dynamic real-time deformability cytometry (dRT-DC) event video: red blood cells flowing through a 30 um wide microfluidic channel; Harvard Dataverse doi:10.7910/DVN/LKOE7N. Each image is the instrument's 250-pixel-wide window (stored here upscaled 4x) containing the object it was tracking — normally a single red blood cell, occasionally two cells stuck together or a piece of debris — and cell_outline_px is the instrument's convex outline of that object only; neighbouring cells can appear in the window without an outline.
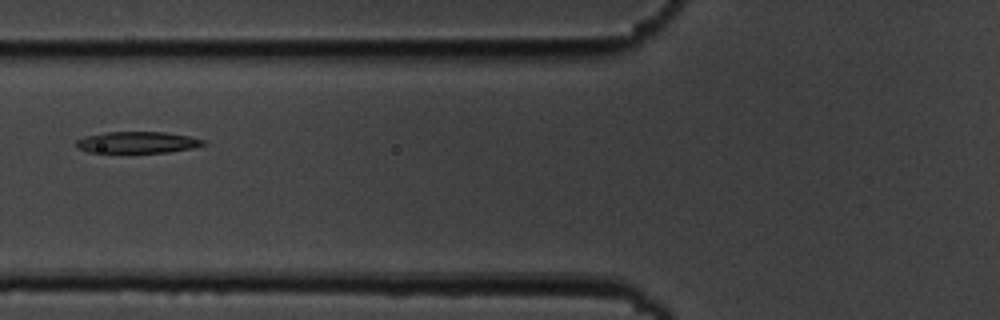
{"species": "common noctule bat (a hibernating species)", "species_latin": "Nyctalus noctula", "temperature_condition": "cold", "stored_images_in_passage": 9, "camera_frame_rate_fps": 3000, "um_per_image_px": 0.085, "animal": {"sex": "male", "body_mass_g": 19.5, "forearm_length_mm": 54.6}, "frame": {"image": 1, "passage_image": 6, "time_ms": 5.667, "image_size_px": [1000, 320], "cell_outline_px": [[208, 144], [192, 148], [168, 152], [88, 152], [76, 148], [72, 144], [76, 140], [84, 136], [108, 132], [164, 132], [188, 136], [208, 140]], "centroid_in_image_um": [11.67, 12.1], "position_along_channel_um": 114.1, "area_um2": 16.07}}
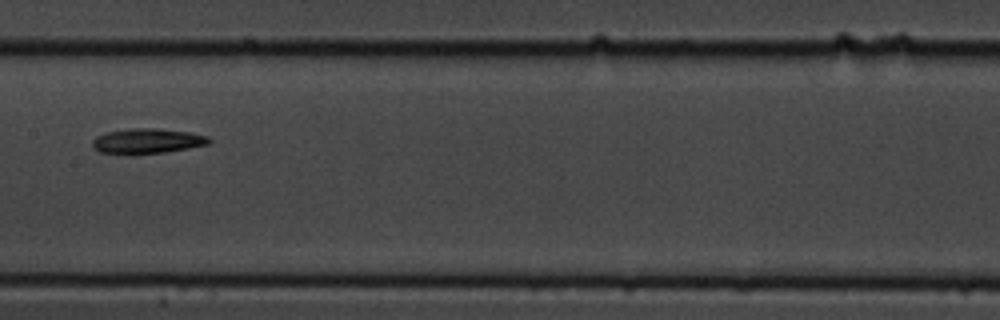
{"frame": {"image": 2, "passage_image": 8, "time_ms": 8.0, "image_size_px": [1000, 320], "cell_outline_px": [[212, 140], [208, 144], [188, 148], [164, 152], [132, 156], [100, 152], [92, 148], [92, 140], [96, 136], [108, 132], [132, 128], [152, 128], [188, 132], [208, 136]], "centroid_in_image_um": [12.46, 12.01], "position_along_channel_um": 194.9, "area_um2": 17.28}}
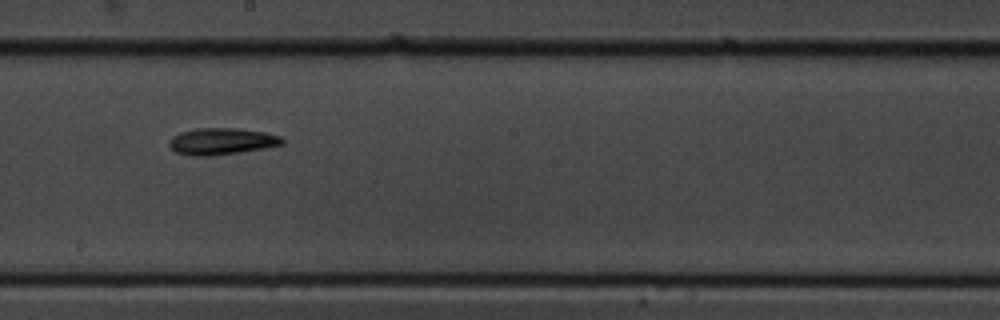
{"frame": {"image": 3, "passage_image": 9, "time_ms": 9.0, "image_size_px": [1000, 320], "cell_outline_px": [[284, 144], [264, 148], [208, 156], [192, 156], [176, 152], [168, 144], [168, 140], [172, 136], [180, 132], [196, 128], [240, 128], [264, 132], [280, 136], [284, 140]], "centroid_in_image_um": [18.81, 12.0], "position_along_channel_um": 229.4, "area_um2": 17.51}}